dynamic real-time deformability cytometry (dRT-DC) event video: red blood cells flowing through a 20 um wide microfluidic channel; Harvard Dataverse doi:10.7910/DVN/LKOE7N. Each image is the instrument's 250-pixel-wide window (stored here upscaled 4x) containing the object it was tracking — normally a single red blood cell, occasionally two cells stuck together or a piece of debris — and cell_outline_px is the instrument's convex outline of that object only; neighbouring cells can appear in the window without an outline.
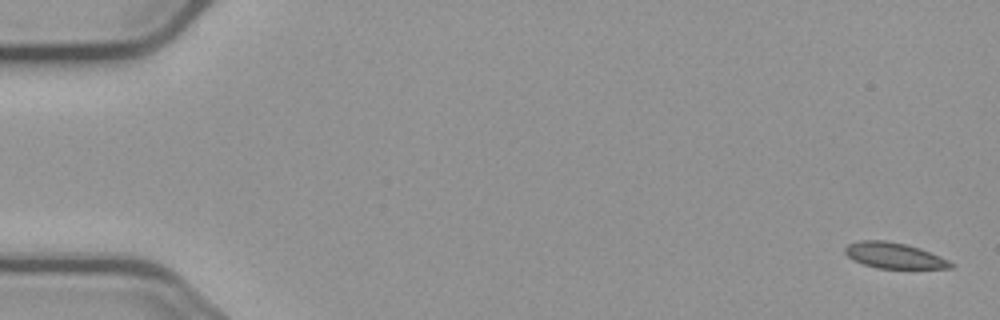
{"species": "common noctule bat (a hibernating species)", "species_latin": "Nyctalus noctula", "temperature_condition": "cold", "stored_images_in_passage": 15, "camera_frame_rate_fps": 3000, "um_per_image_px": 0.085, "animal": {"sex": "male", "body_mass_g": 23.1, "forearm_length_mm": 52.7}, "frame": {"image": 1, "passage_image": 1, "time_ms": 0.0, "image_size_px": [1000, 320], "cell_outline_px": [[956, 264], [952, 268], [876, 268], [864, 264], [848, 256], [844, 252], [844, 248], [848, 244], [860, 240], [884, 240], [904, 244], [920, 248], [948, 260]], "centroid_in_image_um": [76.0, 21.71], "position_along_channel_um": 9.0, "area_um2": 15.66}}
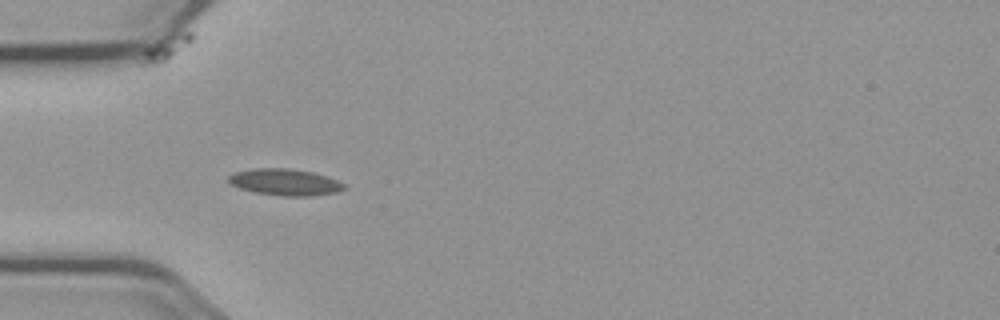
{"frame": {"image": 2, "passage_image": 5, "time_ms": 5.333, "image_size_px": [1000, 320], "cell_outline_px": [[348, 188], [336, 192], [312, 196], [280, 196], [256, 192], [240, 188], [232, 184], [228, 180], [228, 176], [236, 172], [252, 168], [288, 168], [312, 172], [336, 180], [344, 184]], "centroid_in_image_um": [24.23, 15.48], "position_along_channel_um": 60.8, "area_um2": 17.74}}